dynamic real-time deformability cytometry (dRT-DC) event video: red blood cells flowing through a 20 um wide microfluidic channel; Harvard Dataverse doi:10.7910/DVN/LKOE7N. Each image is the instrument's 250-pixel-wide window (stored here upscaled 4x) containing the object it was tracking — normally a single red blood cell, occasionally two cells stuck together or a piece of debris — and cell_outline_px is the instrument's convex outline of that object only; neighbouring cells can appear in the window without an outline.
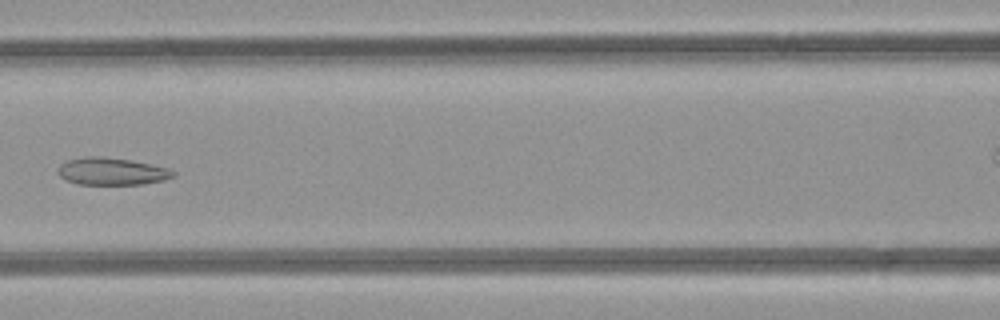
{"species": "common noctule bat (a hibernating species)", "species_latin": "Nyctalus noctula", "temperature_condition": "room temperature", "stored_images_in_passage": 7, "camera_frame_rate_fps": 3000, "um_per_image_px": 0.085, "animal": {"sex": "female", "body_mass_g": 21.9}, "frame": {"image": 1, "passage_image": 6, "time_ms": 5.333, "image_size_px": [1000, 320], "cell_outline_px": [[176, 176], [164, 180], [144, 184], [76, 184], [60, 176], [56, 172], [60, 164], [68, 160], [88, 156], [104, 156], [128, 160], [168, 168], [176, 172]], "centroid_in_image_um": [9.5, 14.57], "position_along_channel_um": 157.1, "area_um2": 18.26}}